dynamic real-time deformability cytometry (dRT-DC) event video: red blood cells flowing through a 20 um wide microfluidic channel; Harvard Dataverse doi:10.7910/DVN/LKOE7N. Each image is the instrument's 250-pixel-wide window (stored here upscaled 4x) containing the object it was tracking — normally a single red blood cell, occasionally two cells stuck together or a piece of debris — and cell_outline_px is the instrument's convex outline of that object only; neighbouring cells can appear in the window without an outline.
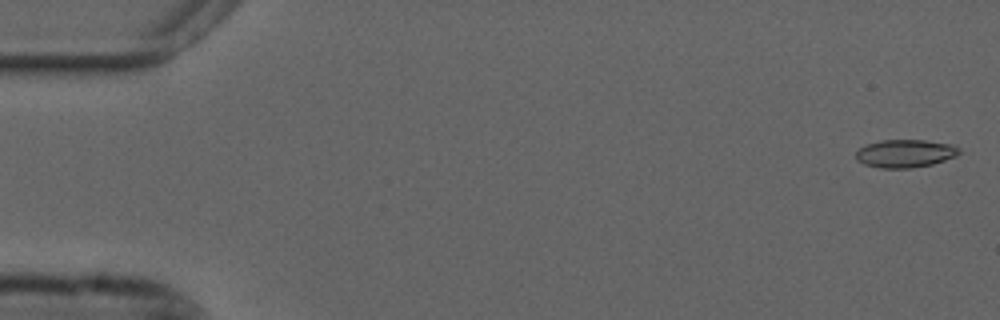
{"species": "common noctule bat (a hibernating species)", "species_latin": "Nyctalus noctula", "temperature_condition": "cold", "stored_images_in_passage": 17, "camera_frame_rate_fps": 3000, "um_per_image_px": 0.085, "animal": {"sex": "male", "forearm_length_mm": 52.5}, "frame": {"image": 1, "passage_image": 2, "time_ms": 0.333, "image_size_px": [1000, 320], "cell_outline_px": [[960, 152], [956, 156], [932, 164], [912, 168], [880, 168], [864, 164], [856, 160], [856, 152], [860, 148], [868, 144], [880, 140], [924, 140], [956, 144], [960, 148]], "centroid_in_image_um": [76.97, 13.04], "position_along_channel_um": 8.0, "area_um2": 16.94}}
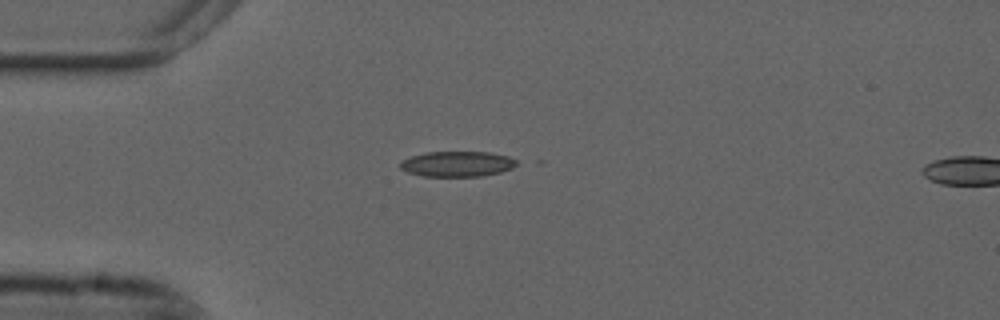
{"frame": {"image": 2, "passage_image": 15, "time_ms": 4.667, "image_size_px": [1000, 320], "cell_outline_px": [[520, 164], [512, 168], [500, 172], [480, 176], [424, 176], [408, 172], [400, 168], [400, 160], [424, 152], [492, 152], [508, 156], [516, 160]], "centroid_in_image_um": [38.88, 13.92], "position_along_channel_um": 46.1, "area_um2": 17.28}}